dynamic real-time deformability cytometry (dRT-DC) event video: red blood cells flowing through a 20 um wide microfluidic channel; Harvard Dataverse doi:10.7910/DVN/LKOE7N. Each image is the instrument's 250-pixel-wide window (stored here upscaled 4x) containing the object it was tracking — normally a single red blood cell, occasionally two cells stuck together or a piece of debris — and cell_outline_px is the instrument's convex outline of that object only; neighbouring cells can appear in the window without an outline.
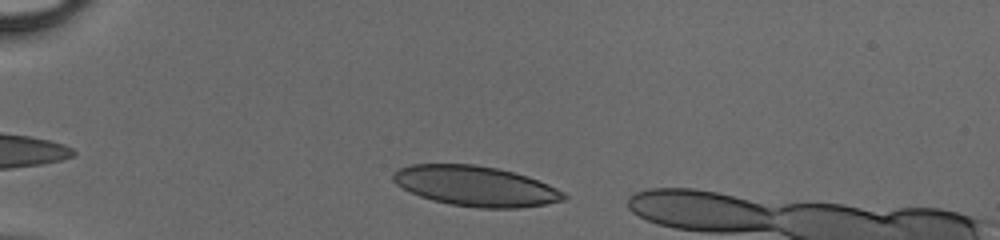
{"species": "human", "species_latin": "Homo sapiens", "temperature_condition": "cold", "stored_images_in_passage": 34, "camera_frame_rate_fps": 3000, "um_per_image_px": 0.085, "donor": {"sex": "male"}, "frame": {"image": 1, "passage_image": 4, "time_ms": 1.0, "image_size_px": [1000, 240], "cell_outline_px": [[568, 196], [564, 200], [544, 204], [520, 208], [480, 208], [448, 204], [432, 200], [420, 196], [396, 184], [392, 180], [392, 172], [408, 164], [476, 164], [496, 168], [528, 176], [548, 184], [564, 192]], "centroid_in_image_um": [40.41, 15.81], "position_along_channel_um": 44.6, "area_um2": 40.0}}
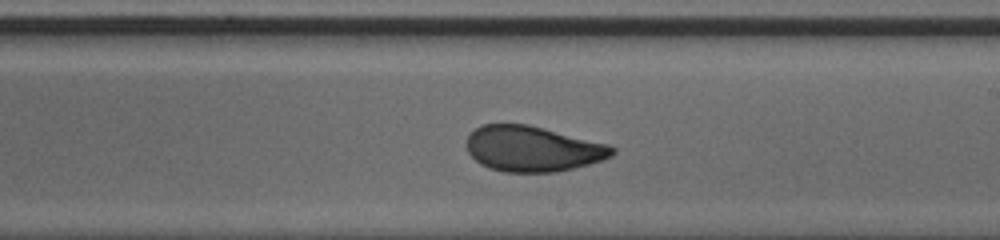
{"frame": {"image": 2, "passage_image": 21, "time_ms": 6.667, "image_size_px": [1000, 240], "cell_outline_px": [[616, 152], [612, 156], [604, 160], [556, 172], [504, 172], [488, 168], [480, 164], [468, 152], [464, 144], [468, 136], [476, 128], [484, 124], [528, 124], [608, 144], [616, 148]], "centroid_in_image_um": [45.27, 12.65], "position_along_channel_um": 243.7, "area_um2": 38.73}}
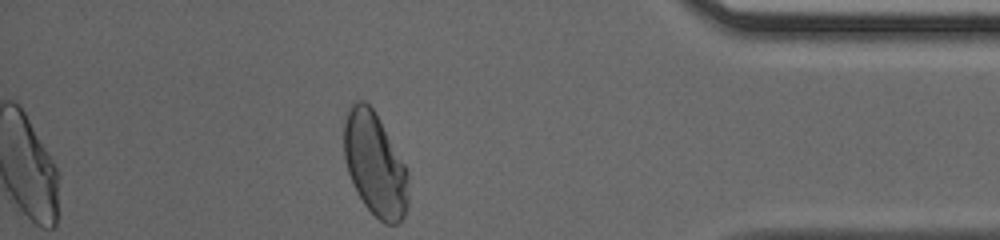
{"frame": {"image": 3, "passage_image": 34, "time_ms": 11.0, "image_size_px": [1000, 240], "cell_outline_px": [[408, 204], [404, 216], [396, 224], [384, 224], [364, 204], [348, 172], [344, 156], [344, 120], [348, 108], [356, 100], [364, 100], [376, 112], [408, 168]], "centroid_in_image_um": [31.89, 13.93], "position_along_channel_um": 403.3, "area_um2": 38.96}}